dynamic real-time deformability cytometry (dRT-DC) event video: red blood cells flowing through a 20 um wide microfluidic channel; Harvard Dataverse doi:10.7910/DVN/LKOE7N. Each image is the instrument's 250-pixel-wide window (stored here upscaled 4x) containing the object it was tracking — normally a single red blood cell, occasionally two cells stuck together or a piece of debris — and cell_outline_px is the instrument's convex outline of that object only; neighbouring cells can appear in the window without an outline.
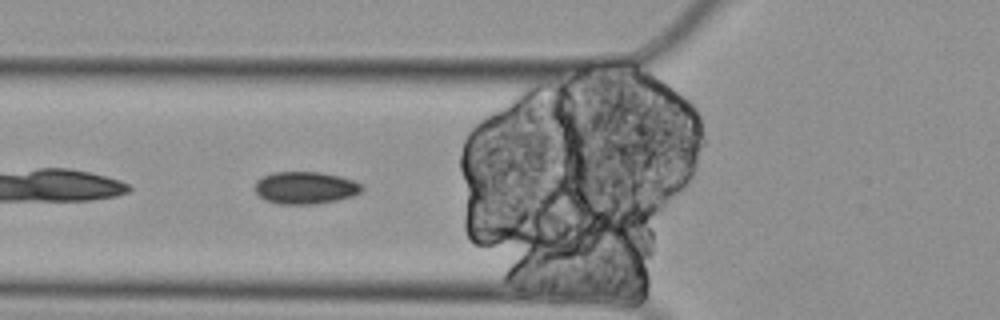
{"species": "Egyptian fruit bat (a non-hibernating species)", "species_latin": "Rousettus aegyptiacus", "temperature_condition": "cold", "stored_images_in_passage": 6, "camera_frame_rate_fps": 3000, "um_per_image_px": 0.085, "animal": {"sex": "female"}, "frame": {"image": 1, "passage_image": 6, "time_ms": 1.667, "image_size_px": [1000, 320], "cell_outline_px": [[364, 188], [360, 192], [352, 196], [336, 200], [316, 204], [276, 204], [264, 200], [256, 192], [256, 180], [260, 176], [272, 172], [320, 172], [340, 176], [352, 180], [360, 184]], "centroid_in_image_um": [25.92, 15.96], "position_along_channel_um": 99.9, "area_um2": 20.23}}